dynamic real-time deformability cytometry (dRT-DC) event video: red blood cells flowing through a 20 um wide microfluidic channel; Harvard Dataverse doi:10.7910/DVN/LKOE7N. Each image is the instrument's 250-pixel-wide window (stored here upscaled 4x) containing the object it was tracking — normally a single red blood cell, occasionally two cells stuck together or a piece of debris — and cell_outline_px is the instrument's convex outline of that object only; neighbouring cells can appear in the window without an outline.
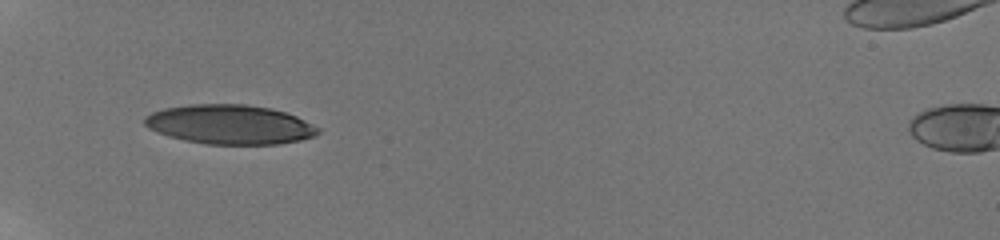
{"species": "human", "species_latin": "Homo sapiens", "temperature_condition": "room temperature", "stored_images_in_passage": 10, "camera_frame_rate_fps": 3000, "um_per_image_px": 0.085, "donor": {"sex": "male"}, "frame": {"image": 1, "passage_image": 1, "time_ms": 0.0, "image_size_px": [1000, 240], "cell_outline_px": [[320, 132], [312, 136], [300, 140], [280, 144], [204, 144], [184, 140], [168, 136], [148, 128], [144, 124], [144, 116], [152, 112], [164, 108], [188, 104], [244, 104], [272, 108], [296, 116], [320, 128]], "centroid_in_image_um": [19.51, 10.58], "position_along_channel_um": 65.5, "area_um2": 39.88}}
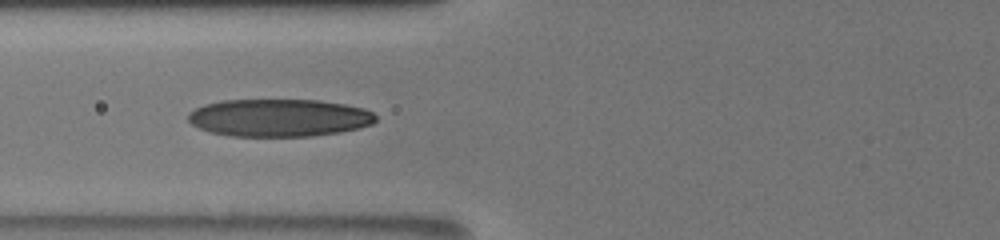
{"frame": {"image": 2, "passage_image": 9, "time_ms": 1.333, "image_size_px": [1000, 240], "cell_outline_px": [[376, 120], [372, 124], [360, 128], [340, 132], [312, 136], [232, 136], [208, 132], [192, 124], [188, 120], [188, 112], [204, 104], [220, 100], [320, 100], [344, 104], [364, 108], [372, 112], [376, 116]], "centroid_in_image_um": [23.71, 10.01], "position_along_channel_um": 102.1, "area_um2": 41.33}}